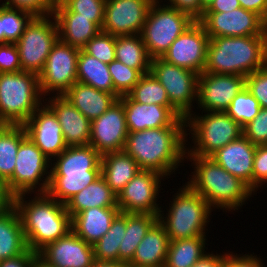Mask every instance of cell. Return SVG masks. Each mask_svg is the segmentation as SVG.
Wrapping results in <instances>:
<instances>
[{
	"label": "cell",
	"instance_id": "obj_47",
	"mask_svg": "<svg viewBox=\"0 0 267 267\" xmlns=\"http://www.w3.org/2000/svg\"><path fill=\"white\" fill-rule=\"evenodd\" d=\"M2 5L31 13L34 17L53 15L55 8L50 0H6Z\"/></svg>",
	"mask_w": 267,
	"mask_h": 267
},
{
	"label": "cell",
	"instance_id": "obj_61",
	"mask_svg": "<svg viewBox=\"0 0 267 267\" xmlns=\"http://www.w3.org/2000/svg\"><path fill=\"white\" fill-rule=\"evenodd\" d=\"M0 44H2L1 4H0Z\"/></svg>",
	"mask_w": 267,
	"mask_h": 267
},
{
	"label": "cell",
	"instance_id": "obj_27",
	"mask_svg": "<svg viewBox=\"0 0 267 267\" xmlns=\"http://www.w3.org/2000/svg\"><path fill=\"white\" fill-rule=\"evenodd\" d=\"M53 159L56 162H51L50 173L101 171V155L90 144L67 146Z\"/></svg>",
	"mask_w": 267,
	"mask_h": 267
},
{
	"label": "cell",
	"instance_id": "obj_36",
	"mask_svg": "<svg viewBox=\"0 0 267 267\" xmlns=\"http://www.w3.org/2000/svg\"><path fill=\"white\" fill-rule=\"evenodd\" d=\"M59 39L71 46L82 49L101 29L89 18L55 17Z\"/></svg>",
	"mask_w": 267,
	"mask_h": 267
},
{
	"label": "cell",
	"instance_id": "obj_17",
	"mask_svg": "<svg viewBox=\"0 0 267 267\" xmlns=\"http://www.w3.org/2000/svg\"><path fill=\"white\" fill-rule=\"evenodd\" d=\"M154 0H106L102 32L114 35L141 34Z\"/></svg>",
	"mask_w": 267,
	"mask_h": 267
},
{
	"label": "cell",
	"instance_id": "obj_8",
	"mask_svg": "<svg viewBox=\"0 0 267 267\" xmlns=\"http://www.w3.org/2000/svg\"><path fill=\"white\" fill-rule=\"evenodd\" d=\"M154 0L141 33L149 56L161 58L170 45L195 21L187 13Z\"/></svg>",
	"mask_w": 267,
	"mask_h": 267
},
{
	"label": "cell",
	"instance_id": "obj_52",
	"mask_svg": "<svg viewBox=\"0 0 267 267\" xmlns=\"http://www.w3.org/2000/svg\"><path fill=\"white\" fill-rule=\"evenodd\" d=\"M37 254L28 248L23 254L16 257L2 259L0 267H32L33 260Z\"/></svg>",
	"mask_w": 267,
	"mask_h": 267
},
{
	"label": "cell",
	"instance_id": "obj_32",
	"mask_svg": "<svg viewBox=\"0 0 267 267\" xmlns=\"http://www.w3.org/2000/svg\"><path fill=\"white\" fill-rule=\"evenodd\" d=\"M158 221V215L126 213V232L120 242L119 262L128 265L135 250L149 229Z\"/></svg>",
	"mask_w": 267,
	"mask_h": 267
},
{
	"label": "cell",
	"instance_id": "obj_29",
	"mask_svg": "<svg viewBox=\"0 0 267 267\" xmlns=\"http://www.w3.org/2000/svg\"><path fill=\"white\" fill-rule=\"evenodd\" d=\"M27 249L20 216L11 204L0 213V261L23 254Z\"/></svg>",
	"mask_w": 267,
	"mask_h": 267
},
{
	"label": "cell",
	"instance_id": "obj_40",
	"mask_svg": "<svg viewBox=\"0 0 267 267\" xmlns=\"http://www.w3.org/2000/svg\"><path fill=\"white\" fill-rule=\"evenodd\" d=\"M128 95L138 103L172 106L165 88L150 72L140 77Z\"/></svg>",
	"mask_w": 267,
	"mask_h": 267
},
{
	"label": "cell",
	"instance_id": "obj_28",
	"mask_svg": "<svg viewBox=\"0 0 267 267\" xmlns=\"http://www.w3.org/2000/svg\"><path fill=\"white\" fill-rule=\"evenodd\" d=\"M140 170L124 150L101 156V176L117 196Z\"/></svg>",
	"mask_w": 267,
	"mask_h": 267
},
{
	"label": "cell",
	"instance_id": "obj_13",
	"mask_svg": "<svg viewBox=\"0 0 267 267\" xmlns=\"http://www.w3.org/2000/svg\"><path fill=\"white\" fill-rule=\"evenodd\" d=\"M209 38L267 36V24L255 12L240 7L229 12H204L198 20Z\"/></svg>",
	"mask_w": 267,
	"mask_h": 267
},
{
	"label": "cell",
	"instance_id": "obj_26",
	"mask_svg": "<svg viewBox=\"0 0 267 267\" xmlns=\"http://www.w3.org/2000/svg\"><path fill=\"white\" fill-rule=\"evenodd\" d=\"M63 96L90 121L104 114L118 99L114 94L80 82L74 83Z\"/></svg>",
	"mask_w": 267,
	"mask_h": 267
},
{
	"label": "cell",
	"instance_id": "obj_56",
	"mask_svg": "<svg viewBox=\"0 0 267 267\" xmlns=\"http://www.w3.org/2000/svg\"><path fill=\"white\" fill-rule=\"evenodd\" d=\"M92 267H127L123 262L119 261H94Z\"/></svg>",
	"mask_w": 267,
	"mask_h": 267
},
{
	"label": "cell",
	"instance_id": "obj_60",
	"mask_svg": "<svg viewBox=\"0 0 267 267\" xmlns=\"http://www.w3.org/2000/svg\"><path fill=\"white\" fill-rule=\"evenodd\" d=\"M0 196H11L6 188L5 182L0 179Z\"/></svg>",
	"mask_w": 267,
	"mask_h": 267
},
{
	"label": "cell",
	"instance_id": "obj_37",
	"mask_svg": "<svg viewBox=\"0 0 267 267\" xmlns=\"http://www.w3.org/2000/svg\"><path fill=\"white\" fill-rule=\"evenodd\" d=\"M206 236L170 240L164 267H192L204 254Z\"/></svg>",
	"mask_w": 267,
	"mask_h": 267
},
{
	"label": "cell",
	"instance_id": "obj_39",
	"mask_svg": "<svg viewBox=\"0 0 267 267\" xmlns=\"http://www.w3.org/2000/svg\"><path fill=\"white\" fill-rule=\"evenodd\" d=\"M106 0H65L54 8V17H84L102 29Z\"/></svg>",
	"mask_w": 267,
	"mask_h": 267
},
{
	"label": "cell",
	"instance_id": "obj_34",
	"mask_svg": "<svg viewBox=\"0 0 267 267\" xmlns=\"http://www.w3.org/2000/svg\"><path fill=\"white\" fill-rule=\"evenodd\" d=\"M116 60L142 75L150 72L151 60L141 34L116 36Z\"/></svg>",
	"mask_w": 267,
	"mask_h": 267
},
{
	"label": "cell",
	"instance_id": "obj_35",
	"mask_svg": "<svg viewBox=\"0 0 267 267\" xmlns=\"http://www.w3.org/2000/svg\"><path fill=\"white\" fill-rule=\"evenodd\" d=\"M27 137L23 125L3 124L0 127V179L6 182L15 169L20 143Z\"/></svg>",
	"mask_w": 267,
	"mask_h": 267
},
{
	"label": "cell",
	"instance_id": "obj_45",
	"mask_svg": "<svg viewBox=\"0 0 267 267\" xmlns=\"http://www.w3.org/2000/svg\"><path fill=\"white\" fill-rule=\"evenodd\" d=\"M245 87L258 101L261 108H267V65L247 75Z\"/></svg>",
	"mask_w": 267,
	"mask_h": 267
},
{
	"label": "cell",
	"instance_id": "obj_44",
	"mask_svg": "<svg viewBox=\"0 0 267 267\" xmlns=\"http://www.w3.org/2000/svg\"><path fill=\"white\" fill-rule=\"evenodd\" d=\"M115 43L116 36L100 31L82 50L102 63L110 64L116 60Z\"/></svg>",
	"mask_w": 267,
	"mask_h": 267
},
{
	"label": "cell",
	"instance_id": "obj_15",
	"mask_svg": "<svg viewBox=\"0 0 267 267\" xmlns=\"http://www.w3.org/2000/svg\"><path fill=\"white\" fill-rule=\"evenodd\" d=\"M210 38L199 21H194L161 57L167 63L197 74L204 72Z\"/></svg>",
	"mask_w": 267,
	"mask_h": 267
},
{
	"label": "cell",
	"instance_id": "obj_54",
	"mask_svg": "<svg viewBox=\"0 0 267 267\" xmlns=\"http://www.w3.org/2000/svg\"><path fill=\"white\" fill-rule=\"evenodd\" d=\"M226 253H205L192 267H224Z\"/></svg>",
	"mask_w": 267,
	"mask_h": 267
},
{
	"label": "cell",
	"instance_id": "obj_19",
	"mask_svg": "<svg viewBox=\"0 0 267 267\" xmlns=\"http://www.w3.org/2000/svg\"><path fill=\"white\" fill-rule=\"evenodd\" d=\"M119 99L124 105L128 132L186 126L185 118L173 106L138 103L129 95Z\"/></svg>",
	"mask_w": 267,
	"mask_h": 267
},
{
	"label": "cell",
	"instance_id": "obj_6",
	"mask_svg": "<svg viewBox=\"0 0 267 267\" xmlns=\"http://www.w3.org/2000/svg\"><path fill=\"white\" fill-rule=\"evenodd\" d=\"M170 202L166 217L162 210L158 214V222L170 240L206 236L205 227L213 209L201 195L185 184Z\"/></svg>",
	"mask_w": 267,
	"mask_h": 267
},
{
	"label": "cell",
	"instance_id": "obj_10",
	"mask_svg": "<svg viewBox=\"0 0 267 267\" xmlns=\"http://www.w3.org/2000/svg\"><path fill=\"white\" fill-rule=\"evenodd\" d=\"M58 39V26L53 15L34 17L15 43L22 71L39 75Z\"/></svg>",
	"mask_w": 267,
	"mask_h": 267
},
{
	"label": "cell",
	"instance_id": "obj_59",
	"mask_svg": "<svg viewBox=\"0 0 267 267\" xmlns=\"http://www.w3.org/2000/svg\"><path fill=\"white\" fill-rule=\"evenodd\" d=\"M214 0H201V17L204 11L211 5Z\"/></svg>",
	"mask_w": 267,
	"mask_h": 267
},
{
	"label": "cell",
	"instance_id": "obj_43",
	"mask_svg": "<svg viewBox=\"0 0 267 267\" xmlns=\"http://www.w3.org/2000/svg\"><path fill=\"white\" fill-rule=\"evenodd\" d=\"M108 68L114 90L120 97L128 95L142 76L138 70L129 68L118 60L108 64Z\"/></svg>",
	"mask_w": 267,
	"mask_h": 267
},
{
	"label": "cell",
	"instance_id": "obj_49",
	"mask_svg": "<svg viewBox=\"0 0 267 267\" xmlns=\"http://www.w3.org/2000/svg\"><path fill=\"white\" fill-rule=\"evenodd\" d=\"M267 183V145H257L253 162V192Z\"/></svg>",
	"mask_w": 267,
	"mask_h": 267
},
{
	"label": "cell",
	"instance_id": "obj_51",
	"mask_svg": "<svg viewBox=\"0 0 267 267\" xmlns=\"http://www.w3.org/2000/svg\"><path fill=\"white\" fill-rule=\"evenodd\" d=\"M170 7L187 13L192 19L198 21L201 18V0H168Z\"/></svg>",
	"mask_w": 267,
	"mask_h": 267
},
{
	"label": "cell",
	"instance_id": "obj_18",
	"mask_svg": "<svg viewBox=\"0 0 267 267\" xmlns=\"http://www.w3.org/2000/svg\"><path fill=\"white\" fill-rule=\"evenodd\" d=\"M244 87V76L203 72L198 77V107L203 112H225Z\"/></svg>",
	"mask_w": 267,
	"mask_h": 267
},
{
	"label": "cell",
	"instance_id": "obj_46",
	"mask_svg": "<svg viewBox=\"0 0 267 267\" xmlns=\"http://www.w3.org/2000/svg\"><path fill=\"white\" fill-rule=\"evenodd\" d=\"M242 130L243 135L254 145H267V108H261L257 116Z\"/></svg>",
	"mask_w": 267,
	"mask_h": 267
},
{
	"label": "cell",
	"instance_id": "obj_38",
	"mask_svg": "<svg viewBox=\"0 0 267 267\" xmlns=\"http://www.w3.org/2000/svg\"><path fill=\"white\" fill-rule=\"evenodd\" d=\"M126 232V213L120 212L110 229L93 244L96 261H119V247Z\"/></svg>",
	"mask_w": 267,
	"mask_h": 267
},
{
	"label": "cell",
	"instance_id": "obj_9",
	"mask_svg": "<svg viewBox=\"0 0 267 267\" xmlns=\"http://www.w3.org/2000/svg\"><path fill=\"white\" fill-rule=\"evenodd\" d=\"M50 164V159L27 136L18 148L13 175L5 182L8 193L12 197L27 193L29 196L33 192L47 193Z\"/></svg>",
	"mask_w": 267,
	"mask_h": 267
},
{
	"label": "cell",
	"instance_id": "obj_23",
	"mask_svg": "<svg viewBox=\"0 0 267 267\" xmlns=\"http://www.w3.org/2000/svg\"><path fill=\"white\" fill-rule=\"evenodd\" d=\"M45 99V103L56 115L67 146L89 145L91 121L75 108L63 95Z\"/></svg>",
	"mask_w": 267,
	"mask_h": 267
},
{
	"label": "cell",
	"instance_id": "obj_24",
	"mask_svg": "<svg viewBox=\"0 0 267 267\" xmlns=\"http://www.w3.org/2000/svg\"><path fill=\"white\" fill-rule=\"evenodd\" d=\"M118 207L90 208L71 217V230L86 243L93 245L110 229Z\"/></svg>",
	"mask_w": 267,
	"mask_h": 267
},
{
	"label": "cell",
	"instance_id": "obj_58",
	"mask_svg": "<svg viewBox=\"0 0 267 267\" xmlns=\"http://www.w3.org/2000/svg\"><path fill=\"white\" fill-rule=\"evenodd\" d=\"M32 267H55L48 264L45 260H43L38 254L35 256L33 260Z\"/></svg>",
	"mask_w": 267,
	"mask_h": 267
},
{
	"label": "cell",
	"instance_id": "obj_41",
	"mask_svg": "<svg viewBox=\"0 0 267 267\" xmlns=\"http://www.w3.org/2000/svg\"><path fill=\"white\" fill-rule=\"evenodd\" d=\"M33 18L31 13L1 5L2 44H15Z\"/></svg>",
	"mask_w": 267,
	"mask_h": 267
},
{
	"label": "cell",
	"instance_id": "obj_42",
	"mask_svg": "<svg viewBox=\"0 0 267 267\" xmlns=\"http://www.w3.org/2000/svg\"><path fill=\"white\" fill-rule=\"evenodd\" d=\"M260 109L258 101L244 87L231 101L225 112L243 128L257 116Z\"/></svg>",
	"mask_w": 267,
	"mask_h": 267
},
{
	"label": "cell",
	"instance_id": "obj_16",
	"mask_svg": "<svg viewBox=\"0 0 267 267\" xmlns=\"http://www.w3.org/2000/svg\"><path fill=\"white\" fill-rule=\"evenodd\" d=\"M127 135L124 105L117 99L104 114L91 121L89 144L102 156L123 151Z\"/></svg>",
	"mask_w": 267,
	"mask_h": 267
},
{
	"label": "cell",
	"instance_id": "obj_11",
	"mask_svg": "<svg viewBox=\"0 0 267 267\" xmlns=\"http://www.w3.org/2000/svg\"><path fill=\"white\" fill-rule=\"evenodd\" d=\"M150 73L163 85L170 104L186 118L197 102L199 74L192 70L167 63L162 58L151 60Z\"/></svg>",
	"mask_w": 267,
	"mask_h": 267
},
{
	"label": "cell",
	"instance_id": "obj_50",
	"mask_svg": "<svg viewBox=\"0 0 267 267\" xmlns=\"http://www.w3.org/2000/svg\"><path fill=\"white\" fill-rule=\"evenodd\" d=\"M242 255L243 254L237 255V253L226 252L224 267H264V263H262V260L260 257L258 258L257 255Z\"/></svg>",
	"mask_w": 267,
	"mask_h": 267
},
{
	"label": "cell",
	"instance_id": "obj_12",
	"mask_svg": "<svg viewBox=\"0 0 267 267\" xmlns=\"http://www.w3.org/2000/svg\"><path fill=\"white\" fill-rule=\"evenodd\" d=\"M80 49L62 42L53 45L46 59L45 66L38 75L41 95H63L77 82V58Z\"/></svg>",
	"mask_w": 267,
	"mask_h": 267
},
{
	"label": "cell",
	"instance_id": "obj_3",
	"mask_svg": "<svg viewBox=\"0 0 267 267\" xmlns=\"http://www.w3.org/2000/svg\"><path fill=\"white\" fill-rule=\"evenodd\" d=\"M267 65V36L210 38L204 72L246 77Z\"/></svg>",
	"mask_w": 267,
	"mask_h": 267
},
{
	"label": "cell",
	"instance_id": "obj_53",
	"mask_svg": "<svg viewBox=\"0 0 267 267\" xmlns=\"http://www.w3.org/2000/svg\"><path fill=\"white\" fill-rule=\"evenodd\" d=\"M245 10L258 14L267 24V0H238Z\"/></svg>",
	"mask_w": 267,
	"mask_h": 267
},
{
	"label": "cell",
	"instance_id": "obj_21",
	"mask_svg": "<svg viewBox=\"0 0 267 267\" xmlns=\"http://www.w3.org/2000/svg\"><path fill=\"white\" fill-rule=\"evenodd\" d=\"M38 255L55 267H92L95 261L93 245L86 243L72 230L47 244Z\"/></svg>",
	"mask_w": 267,
	"mask_h": 267
},
{
	"label": "cell",
	"instance_id": "obj_4",
	"mask_svg": "<svg viewBox=\"0 0 267 267\" xmlns=\"http://www.w3.org/2000/svg\"><path fill=\"white\" fill-rule=\"evenodd\" d=\"M194 164L193 176L186 183L201 195L210 207L235 211L254 195V192L239 178L231 175L210 157L186 155Z\"/></svg>",
	"mask_w": 267,
	"mask_h": 267
},
{
	"label": "cell",
	"instance_id": "obj_62",
	"mask_svg": "<svg viewBox=\"0 0 267 267\" xmlns=\"http://www.w3.org/2000/svg\"><path fill=\"white\" fill-rule=\"evenodd\" d=\"M54 6L63 3L65 0H50Z\"/></svg>",
	"mask_w": 267,
	"mask_h": 267
},
{
	"label": "cell",
	"instance_id": "obj_25",
	"mask_svg": "<svg viewBox=\"0 0 267 267\" xmlns=\"http://www.w3.org/2000/svg\"><path fill=\"white\" fill-rule=\"evenodd\" d=\"M170 239L157 221L137 246L127 267H164Z\"/></svg>",
	"mask_w": 267,
	"mask_h": 267
},
{
	"label": "cell",
	"instance_id": "obj_7",
	"mask_svg": "<svg viewBox=\"0 0 267 267\" xmlns=\"http://www.w3.org/2000/svg\"><path fill=\"white\" fill-rule=\"evenodd\" d=\"M204 113L207 114L198 116L194 112L185 118L186 127L190 129L192 141L194 140V147L186 148L187 155L211 157L220 148L243 135L240 124L226 112Z\"/></svg>",
	"mask_w": 267,
	"mask_h": 267
},
{
	"label": "cell",
	"instance_id": "obj_31",
	"mask_svg": "<svg viewBox=\"0 0 267 267\" xmlns=\"http://www.w3.org/2000/svg\"><path fill=\"white\" fill-rule=\"evenodd\" d=\"M100 177L101 171L50 173L47 194L58 202L65 204L72 196Z\"/></svg>",
	"mask_w": 267,
	"mask_h": 267
},
{
	"label": "cell",
	"instance_id": "obj_20",
	"mask_svg": "<svg viewBox=\"0 0 267 267\" xmlns=\"http://www.w3.org/2000/svg\"><path fill=\"white\" fill-rule=\"evenodd\" d=\"M27 136L52 161L67 148L55 113L41 105L23 124Z\"/></svg>",
	"mask_w": 267,
	"mask_h": 267
},
{
	"label": "cell",
	"instance_id": "obj_57",
	"mask_svg": "<svg viewBox=\"0 0 267 267\" xmlns=\"http://www.w3.org/2000/svg\"><path fill=\"white\" fill-rule=\"evenodd\" d=\"M12 196H0V213L12 204Z\"/></svg>",
	"mask_w": 267,
	"mask_h": 267
},
{
	"label": "cell",
	"instance_id": "obj_33",
	"mask_svg": "<svg viewBox=\"0 0 267 267\" xmlns=\"http://www.w3.org/2000/svg\"><path fill=\"white\" fill-rule=\"evenodd\" d=\"M77 82L114 94L118 99L120 97L114 90L108 64L86 54L82 49L77 58Z\"/></svg>",
	"mask_w": 267,
	"mask_h": 267
},
{
	"label": "cell",
	"instance_id": "obj_22",
	"mask_svg": "<svg viewBox=\"0 0 267 267\" xmlns=\"http://www.w3.org/2000/svg\"><path fill=\"white\" fill-rule=\"evenodd\" d=\"M256 145L244 135L220 148L210 158L239 178L253 191V162Z\"/></svg>",
	"mask_w": 267,
	"mask_h": 267
},
{
	"label": "cell",
	"instance_id": "obj_14",
	"mask_svg": "<svg viewBox=\"0 0 267 267\" xmlns=\"http://www.w3.org/2000/svg\"><path fill=\"white\" fill-rule=\"evenodd\" d=\"M162 177L153 170H140L117 196L120 211L158 215L161 207L157 203V196Z\"/></svg>",
	"mask_w": 267,
	"mask_h": 267
},
{
	"label": "cell",
	"instance_id": "obj_1",
	"mask_svg": "<svg viewBox=\"0 0 267 267\" xmlns=\"http://www.w3.org/2000/svg\"><path fill=\"white\" fill-rule=\"evenodd\" d=\"M185 128L161 127L128 132L124 151L141 170H153L168 178L186 157L188 134Z\"/></svg>",
	"mask_w": 267,
	"mask_h": 267
},
{
	"label": "cell",
	"instance_id": "obj_48",
	"mask_svg": "<svg viewBox=\"0 0 267 267\" xmlns=\"http://www.w3.org/2000/svg\"><path fill=\"white\" fill-rule=\"evenodd\" d=\"M22 71L19 51L14 43L0 44V73Z\"/></svg>",
	"mask_w": 267,
	"mask_h": 267
},
{
	"label": "cell",
	"instance_id": "obj_30",
	"mask_svg": "<svg viewBox=\"0 0 267 267\" xmlns=\"http://www.w3.org/2000/svg\"><path fill=\"white\" fill-rule=\"evenodd\" d=\"M70 217L90 208L118 207L117 195L101 176L65 203Z\"/></svg>",
	"mask_w": 267,
	"mask_h": 267
},
{
	"label": "cell",
	"instance_id": "obj_55",
	"mask_svg": "<svg viewBox=\"0 0 267 267\" xmlns=\"http://www.w3.org/2000/svg\"><path fill=\"white\" fill-rule=\"evenodd\" d=\"M240 7L238 0H214L204 12H229Z\"/></svg>",
	"mask_w": 267,
	"mask_h": 267
},
{
	"label": "cell",
	"instance_id": "obj_5",
	"mask_svg": "<svg viewBox=\"0 0 267 267\" xmlns=\"http://www.w3.org/2000/svg\"><path fill=\"white\" fill-rule=\"evenodd\" d=\"M38 75L31 72L0 73V121L23 125L44 103Z\"/></svg>",
	"mask_w": 267,
	"mask_h": 267
},
{
	"label": "cell",
	"instance_id": "obj_2",
	"mask_svg": "<svg viewBox=\"0 0 267 267\" xmlns=\"http://www.w3.org/2000/svg\"><path fill=\"white\" fill-rule=\"evenodd\" d=\"M25 197L26 194L13 197L12 204L20 216L28 248L38 253L71 230V217L65 204L47 193H37L28 202Z\"/></svg>",
	"mask_w": 267,
	"mask_h": 267
}]
</instances>
